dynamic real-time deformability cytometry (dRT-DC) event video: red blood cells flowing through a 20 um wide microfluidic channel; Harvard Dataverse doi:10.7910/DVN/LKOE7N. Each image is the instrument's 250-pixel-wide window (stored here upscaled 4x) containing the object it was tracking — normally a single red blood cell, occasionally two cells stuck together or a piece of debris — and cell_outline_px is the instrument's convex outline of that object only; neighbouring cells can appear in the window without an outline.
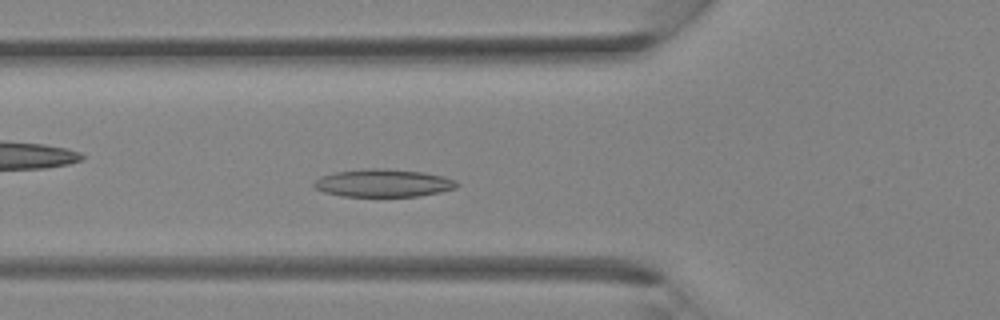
{"species": "Egyptian fruit bat (a non-hibernating species)", "species_latin": "Rousettus aegyptiacus", "temperature_condition": "room temperature", "stored_images_in_passage": 31, "camera_frame_rate_fps": 3000, "um_per_image_px": 0.085, "animal": {"sex": "female"}, "frame": {"image": 1, "passage_image": 8, "time_ms": 2.333, "image_size_px": [1000, 320], "cell_outline_px": [[460, 184], [456, 188], [440, 192], [420, 196], [340, 196], [324, 192], [312, 188], [312, 184], [320, 176], [336, 172], [364, 168], [380, 168], [420, 172], [444, 176], [456, 180]], "centroid_in_image_um": [32.56, 15.56], "position_along_channel_um": 93.2, "area_um2": 23.24}}
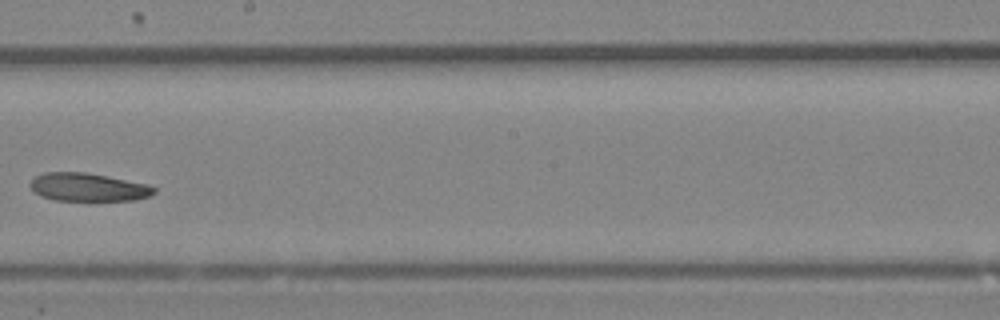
{"frame": {"image": 2, "passage_image": 16, "time_ms": 5.0, "image_size_px": [1000, 320], "cell_outline_px": [[156, 192], [148, 196], [136, 200], [56, 200], [40, 196], [32, 192], [28, 184], [36, 176], [44, 172], [88, 172], [148, 184], [156, 188]], "centroid_in_image_um": [7.46, 15.9], "position_along_channel_um": 240.7, "area_um2": 20.46}}
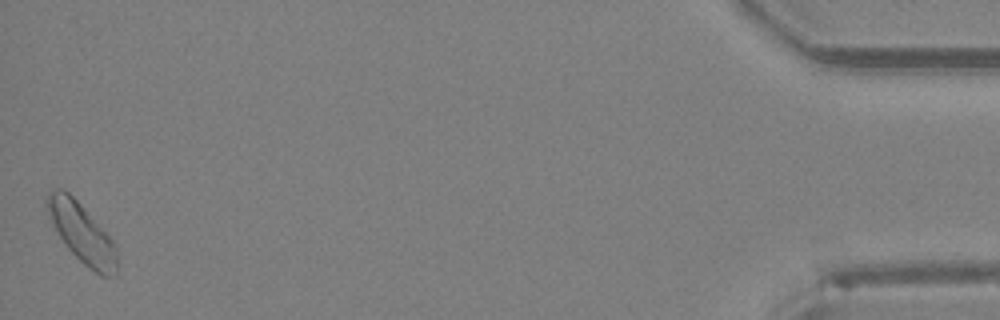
{"frame": {"image": 3, "passage_image": 31, "time_ms": 10.0, "image_size_px": [1000, 320], "cell_outline_px": [[116, 276], [100, 276], [84, 264], [68, 248], [52, 224], [44, 200], [48, 192], [52, 188], [64, 188], [80, 204], [116, 244]], "centroid_in_image_um": [6.93, 19.78], "position_along_channel_um": 428.3, "area_um2": 23.87}}